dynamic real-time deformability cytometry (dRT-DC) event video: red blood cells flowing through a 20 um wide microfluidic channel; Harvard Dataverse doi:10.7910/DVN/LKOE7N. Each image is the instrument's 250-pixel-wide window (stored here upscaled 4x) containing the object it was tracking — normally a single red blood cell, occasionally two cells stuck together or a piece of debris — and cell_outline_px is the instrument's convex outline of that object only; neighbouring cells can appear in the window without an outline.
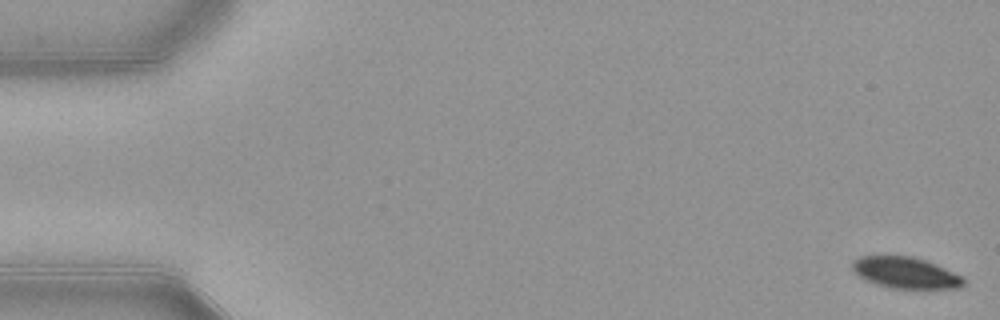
{"species": "common noctule bat (a hibernating species)", "species_latin": "Nyctalus noctula", "temperature_condition": "warm", "stored_images_in_passage": 53, "camera_frame_rate_fps": 3000, "um_per_image_px": 0.085, "animal": {"sex": "female", "body_mass_g": 21.9}, "frame": {"image": 1, "passage_image": 1, "time_ms": 0.0, "image_size_px": [1000, 320], "cell_outline_px": [[964, 284], [960, 288], [892, 288], [876, 284], [864, 280], [852, 272], [852, 260], [860, 256], [912, 256], [924, 260], [944, 268], [960, 276], [964, 280]], "centroid_in_image_um": [76.89, 23.18], "position_along_channel_um": 8.1, "area_um2": 20.11}}
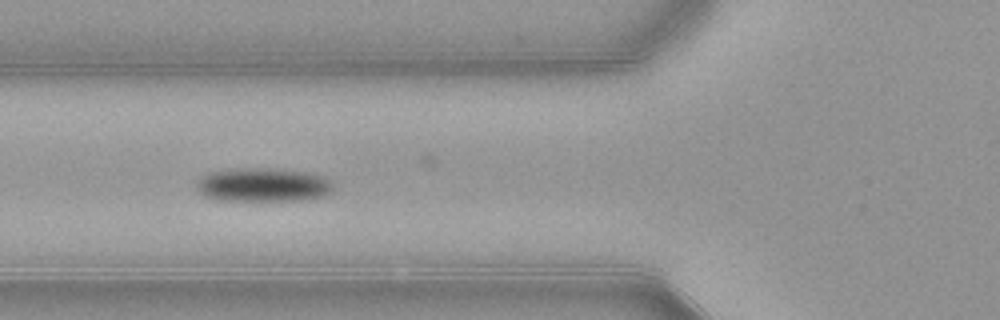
{"frame": {"image": 2, "passage_image": 20, "time_ms": 6.333, "image_size_px": [1000, 320], "cell_outline_px": [[332, 188], [324, 196], [304, 200], [216, 200], [204, 196], [196, 188], [196, 180], [200, 176], [208, 172], [244, 168], [264, 168], [304, 172], [320, 176], [328, 180], [332, 184]], "centroid_in_image_um": [22.27, 15.72], "position_along_channel_um": 103.5, "area_um2": 26.65}}
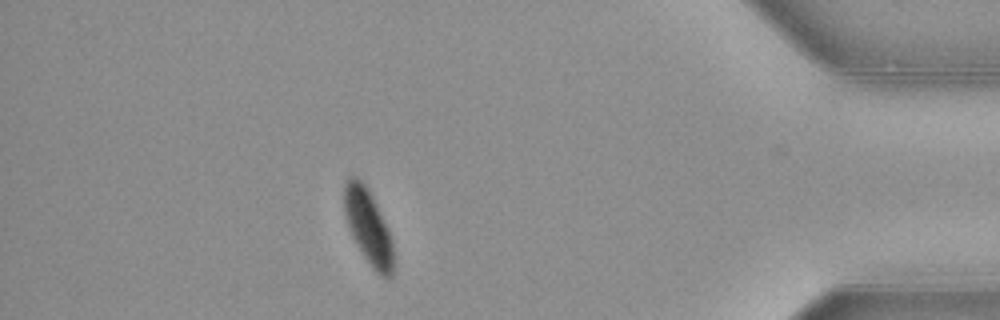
{"frame": {"image": 3, "passage_image": 47, "time_ms": 15.333, "image_size_px": [1000, 320], "cell_outline_px": [[392, 276], [380, 276], [368, 264], [356, 244], [348, 228], [344, 216], [344, 184], [348, 176], [356, 176], [368, 188], [372, 196], [392, 240]], "centroid_in_image_um": [31.25, 19.26], "position_along_channel_um": 404.0, "area_um2": 21.21}, "authors_computed_cell_mechanics": {"area_um2": 24.7384, "velocity_mm_per_s": 3.8752, "shape_relaxation_time_tau1_ms": 2.2918, "shape_relaxation_time_tau2_ms": null, "deformation_change_tau1": 0.1107, "deformation_change_tau2": null}}